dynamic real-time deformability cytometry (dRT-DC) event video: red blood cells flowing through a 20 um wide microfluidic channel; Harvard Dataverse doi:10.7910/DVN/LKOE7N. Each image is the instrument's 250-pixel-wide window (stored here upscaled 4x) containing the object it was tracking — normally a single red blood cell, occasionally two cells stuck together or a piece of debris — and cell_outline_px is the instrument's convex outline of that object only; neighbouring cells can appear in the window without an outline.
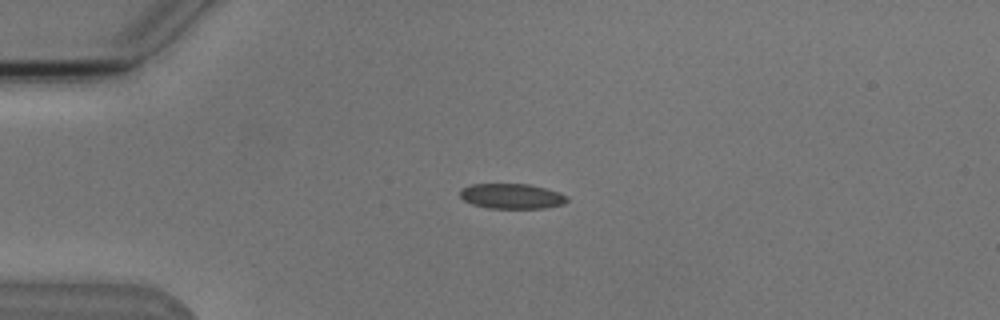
{"species": "Egyptian fruit bat (a non-hibernating species)", "species_latin": "Rousettus aegyptiacus", "temperature_condition": "cold", "stored_images_in_passage": 6, "camera_frame_rate_fps": 3000, "um_per_image_px": 0.085, "animal": {"sex": "male"}, "frame": {"image": 1, "passage_image": 4, "time_ms": 3.333, "image_size_px": [1000, 320], "cell_outline_px": [[568, 200], [564, 204], [544, 208], [488, 208], [472, 204], [464, 200], [460, 196], [460, 188], [472, 184], [528, 184], [560, 192], [568, 196]], "centroid_in_image_um": [43.5, 16.67], "position_along_channel_um": 41.5, "area_um2": 15.72}}